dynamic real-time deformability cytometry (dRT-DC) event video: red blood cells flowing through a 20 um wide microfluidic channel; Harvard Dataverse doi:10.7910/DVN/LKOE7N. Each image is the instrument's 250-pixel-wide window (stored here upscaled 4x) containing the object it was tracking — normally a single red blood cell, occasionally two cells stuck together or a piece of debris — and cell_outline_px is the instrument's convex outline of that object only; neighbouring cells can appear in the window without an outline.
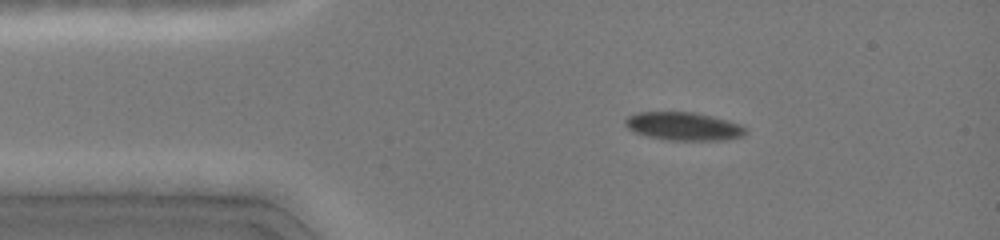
{"species": "common noctule bat (a hibernating species)", "species_latin": "Nyctalus noctula", "temperature_condition": "cold", "stored_images_in_passage": 6, "camera_frame_rate_fps": 3000, "um_per_image_px": 0.085, "animal": {"sex": "female", "body_mass_g": 19.0, "forearm_length_mm": 51.5}, "frame": {"image": 1, "passage_image": 4, "time_ms": 2.333, "image_size_px": [1000, 240], "cell_outline_px": [[748, 132], [744, 136], [724, 140], [664, 140], [648, 136], [636, 132], [628, 128], [624, 124], [624, 120], [628, 116], [636, 112], [692, 112], [712, 116], [728, 120], [740, 124], [748, 128]], "centroid_in_image_um": [58.14, 10.73], "position_along_channel_um": 26.9, "area_um2": 19.94}}